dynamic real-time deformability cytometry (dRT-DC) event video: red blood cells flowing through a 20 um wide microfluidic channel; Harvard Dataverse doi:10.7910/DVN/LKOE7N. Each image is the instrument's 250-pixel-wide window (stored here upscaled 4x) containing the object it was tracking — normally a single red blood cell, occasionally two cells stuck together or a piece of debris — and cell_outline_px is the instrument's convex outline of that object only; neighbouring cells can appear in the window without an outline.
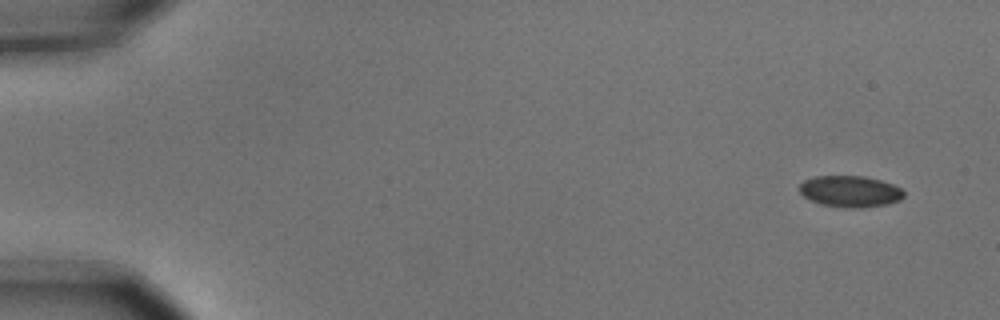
{"species": "common noctule bat (a hibernating species)", "species_latin": "Nyctalus noctula", "temperature_condition": "cold", "stored_images_in_passage": 4, "camera_frame_rate_fps": 3000, "um_per_image_px": 0.085, "animal": {"sex": "male", "body_mass_g": 15.6}, "frame": {"image": 1, "passage_image": 1, "time_ms": 0.0, "image_size_px": [1000, 320], "cell_outline_px": [[904, 196], [900, 200], [888, 204], [852, 208], [844, 208], [820, 204], [804, 196], [796, 188], [804, 180], [816, 176], [864, 176], [880, 180], [892, 184], [900, 188], [904, 192]], "centroid_in_image_um": [72.24, 16.26], "position_along_channel_um": 12.8, "area_um2": 19.07}}
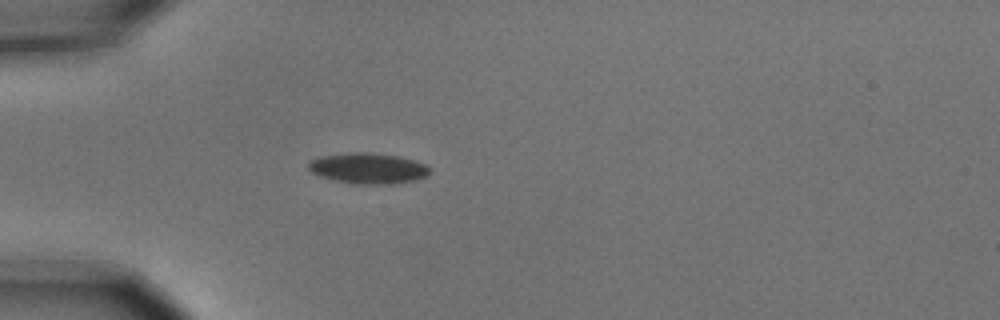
{"frame": {"image": 2, "passage_image": 4, "time_ms": 1.0, "image_size_px": [1000, 320], "cell_outline_px": [[432, 172], [428, 176], [416, 180], [392, 184], [352, 184], [320, 176], [312, 172], [308, 168], [308, 164], [312, 160], [320, 156], [348, 152], [364, 152], [396, 156], [412, 160], [424, 164], [432, 168]], "centroid_in_image_um": [31.32, 14.31], "position_along_channel_um": 53.7, "area_um2": 21.73}}